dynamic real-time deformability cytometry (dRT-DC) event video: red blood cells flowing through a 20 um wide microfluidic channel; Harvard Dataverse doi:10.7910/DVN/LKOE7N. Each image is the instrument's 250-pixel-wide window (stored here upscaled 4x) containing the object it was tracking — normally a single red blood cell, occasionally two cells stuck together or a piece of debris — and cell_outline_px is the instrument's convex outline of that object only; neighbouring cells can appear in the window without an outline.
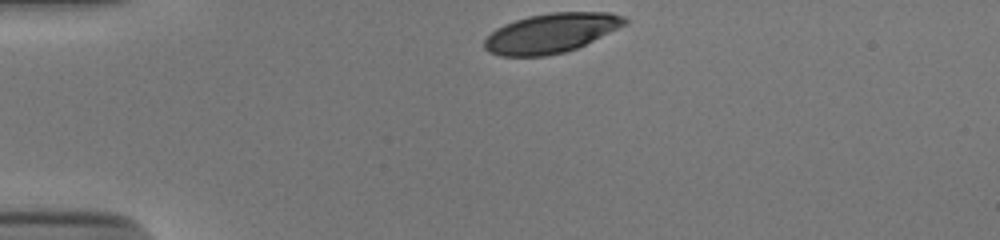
{"species": "human", "species_latin": "Homo sapiens", "temperature_condition": "cold", "stored_images_in_passage": 32, "camera_frame_rate_fps": 3000, "um_per_image_px": 0.085, "donor": {"sex": "male"}, "frame": {"image": 1, "passage_image": 1, "time_ms": 0.0, "image_size_px": [1000, 240], "cell_outline_px": [[628, 24], [576, 48], [564, 52], [544, 56], [500, 56], [488, 52], [484, 48], [484, 40], [496, 28], [504, 24], [528, 16], [552, 12], [612, 12], [624, 16], [628, 20]], "centroid_in_image_um": [46.85, 2.8], "position_along_channel_um": 38.1, "area_um2": 32.31}}
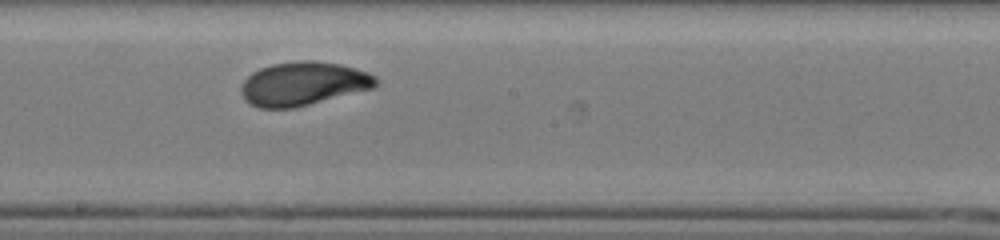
{"frame": {"image": 2, "passage_image": 19, "time_ms": 6.0, "image_size_px": [1000, 240], "cell_outline_px": [[380, 84], [376, 88], [296, 108], [260, 108], [248, 104], [244, 100], [240, 92], [240, 88], [244, 80], [252, 72], [260, 68], [272, 64], [296, 60], [312, 60], [340, 64], [368, 72], [376, 76], [380, 80]], "centroid_in_image_um": [25.8, 7.12], "position_along_channel_um": 222.4, "area_um2": 35.03}}
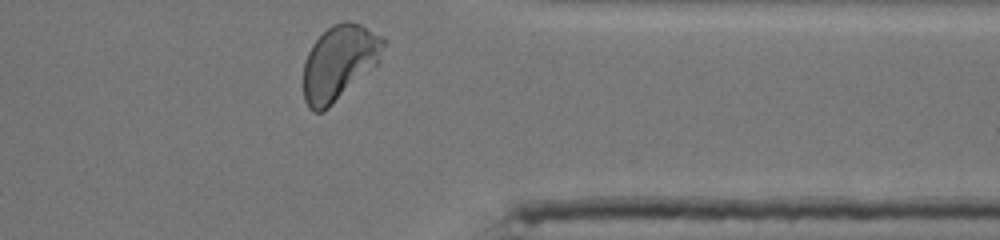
{"frame": {"image": 3, "passage_image": 32, "time_ms": 10.333, "image_size_px": [1000, 240], "cell_outline_px": [[388, 40], [380, 60], [376, 64], [324, 112], [312, 112], [308, 108], [304, 100], [304, 60], [312, 44], [332, 24], [344, 20], [348, 20], [360, 24]], "centroid_in_image_um": [28.83, 5.31], "position_along_channel_um": 382.6, "area_um2": 34.85}, "authors_computed_cell_mechanics": {"area_um2": 33.8997, "velocity_mm_per_s": 3.8373, "shape_relaxation_time_tau1_ms": 2.2672, "shape_relaxation_time_tau2_ms": null, "deformation_change_tau1": 0.1336, "deformation_change_tau2": null}}